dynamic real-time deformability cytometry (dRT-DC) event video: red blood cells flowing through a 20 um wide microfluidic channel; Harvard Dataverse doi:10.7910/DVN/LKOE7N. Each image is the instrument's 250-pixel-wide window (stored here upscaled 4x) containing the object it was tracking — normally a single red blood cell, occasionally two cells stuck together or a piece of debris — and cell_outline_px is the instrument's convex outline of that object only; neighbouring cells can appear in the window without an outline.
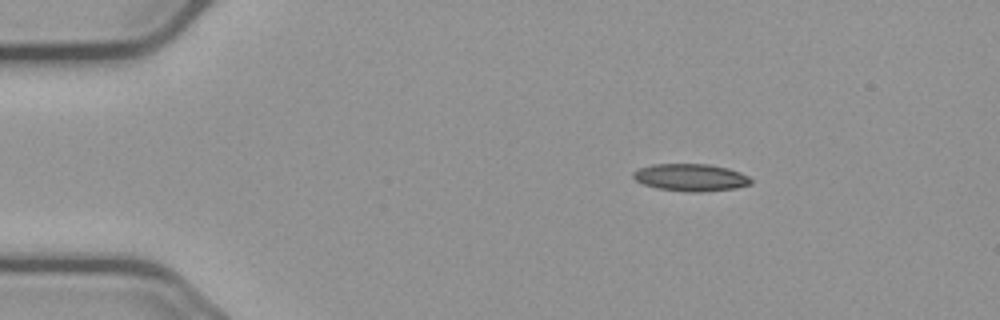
{"species": "common noctule bat (a hibernating species)", "species_latin": "Nyctalus noctula", "temperature_condition": "cold", "stored_images_in_passage": 48, "camera_frame_rate_fps": 3000, "um_per_image_px": 0.085, "animal": {"sex": "male", "body_mass_g": 23.1, "forearm_length_mm": 52.7}, "frame": {"image": 1, "passage_image": 1, "time_ms": 0.0, "image_size_px": [1000, 320], "cell_outline_px": [[752, 184], [736, 188], [700, 192], [684, 192], [656, 188], [644, 184], [636, 180], [632, 176], [632, 172], [636, 168], [652, 164], [708, 164], [728, 168], [740, 172], [748, 176], [752, 180]], "centroid_in_image_um": [58.69, 15.08], "position_along_channel_um": 26.3, "area_um2": 18.96}}
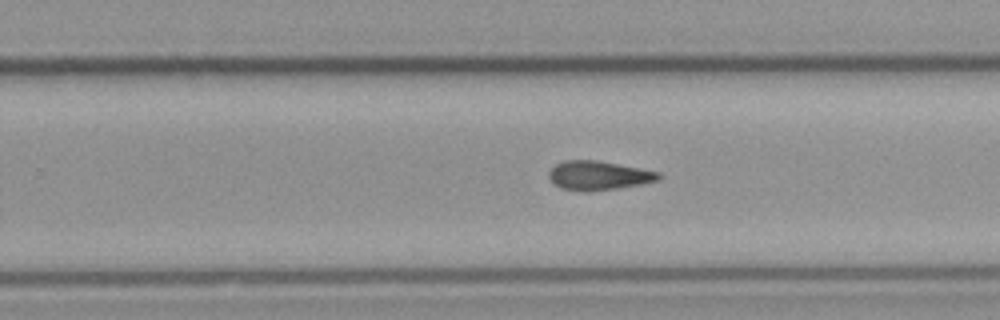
{"frame": {"image": 2, "passage_image": 27, "time_ms": 8.667, "image_size_px": [1000, 320], "cell_outline_px": [[660, 180], [640, 184], [616, 188], [588, 192], [560, 188], [548, 176], [548, 172], [556, 164], [564, 160], [596, 160], [660, 172]], "centroid_in_image_um": [50.86, 14.92], "position_along_channel_um": 278.9, "area_um2": 18.38}}
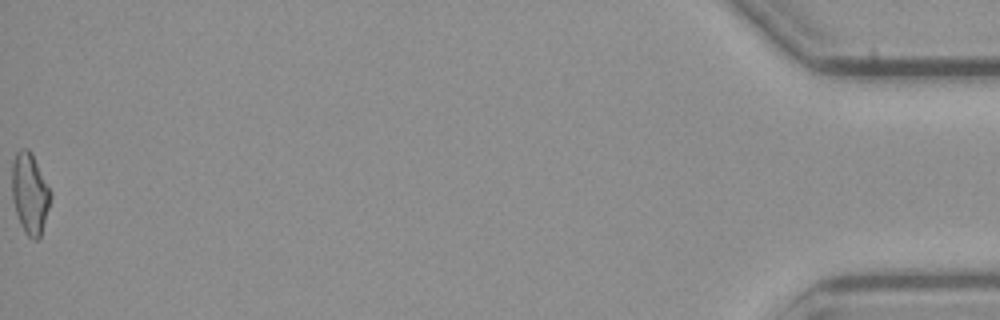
{"frame": {"image": 3, "passage_image": 48, "time_ms": 15.667, "image_size_px": [1000, 320], "cell_outline_px": [[52, 196], [40, 236], [36, 240], [32, 240], [24, 232], [20, 224], [12, 200], [12, 160], [16, 152], [20, 148], [28, 148], [52, 192]], "centroid_in_image_um": [2.52, 16.44], "position_along_channel_um": 432.7, "area_um2": 18.15}, "authors_computed_cell_mechanics": {"area_um2": 18.4093, "velocity_mm_per_s": 3.6972, "shape_relaxation_time_tau1_ms": null, "shape_relaxation_time_tau2_ms": 7.073, "deformation_change_tau1": null, "deformation_change_tau2": 0.1791}}